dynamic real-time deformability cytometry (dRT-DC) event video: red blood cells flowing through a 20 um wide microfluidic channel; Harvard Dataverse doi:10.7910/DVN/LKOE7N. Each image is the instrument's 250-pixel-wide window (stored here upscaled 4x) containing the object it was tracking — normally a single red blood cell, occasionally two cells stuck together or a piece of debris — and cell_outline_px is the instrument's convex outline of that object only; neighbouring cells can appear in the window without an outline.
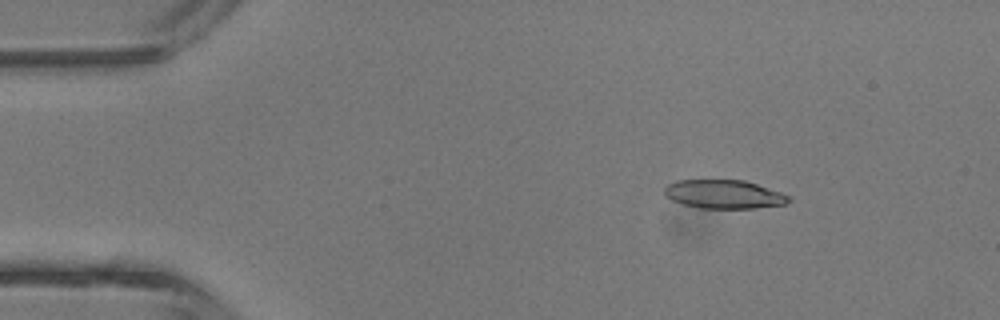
{"species": "common noctule bat (a hibernating species)", "species_latin": "Nyctalus noctula", "temperature_condition": "room temperature", "stored_images_in_passage": 4, "camera_frame_rate_fps": 3000, "um_per_image_px": 0.085, "animal": {"sex": "male", "body_mass_g": 13.3}, "frame": {"image": 1, "passage_image": 2, "time_ms": 1.333, "image_size_px": [1000, 320], "cell_outline_px": [[792, 200], [784, 204], [756, 208], [700, 208], [680, 204], [664, 196], [664, 188], [668, 184], [676, 180], [744, 180], [792, 196]], "centroid_in_image_um": [61.51, 16.51], "position_along_channel_um": 23.5, "area_um2": 20.87}}
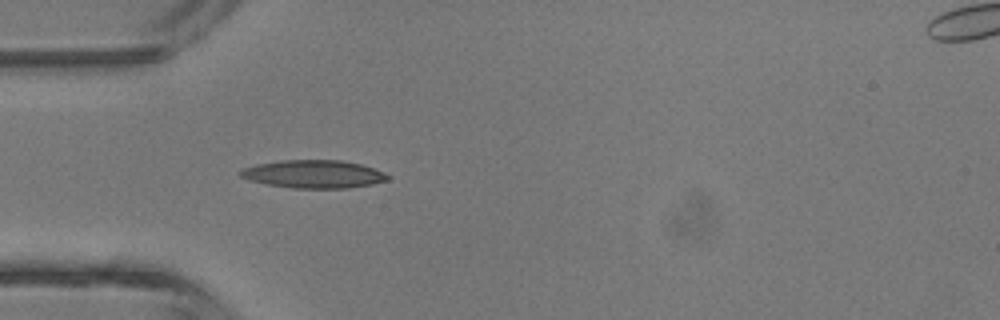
{"frame": {"image": 2, "passage_image": 4, "time_ms": 3.667, "image_size_px": [1000, 320], "cell_outline_px": [[392, 176], [388, 180], [372, 184], [348, 188], [292, 188], [264, 184], [240, 176], [236, 172], [244, 168], [256, 164], [280, 160], [340, 160], [360, 164], [372, 168]], "centroid_in_image_um": [26.64, 14.8], "position_along_channel_um": 58.4, "area_um2": 24.04}}